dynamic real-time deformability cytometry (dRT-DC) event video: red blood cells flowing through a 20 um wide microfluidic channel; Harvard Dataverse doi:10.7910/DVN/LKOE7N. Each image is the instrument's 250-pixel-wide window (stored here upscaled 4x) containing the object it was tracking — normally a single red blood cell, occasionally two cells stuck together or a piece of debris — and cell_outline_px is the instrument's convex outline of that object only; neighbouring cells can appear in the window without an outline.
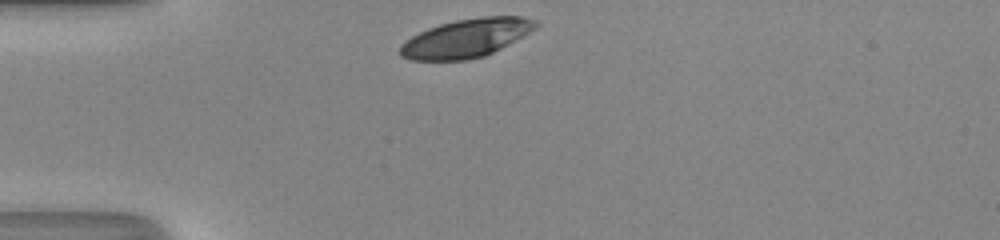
{"species": "human", "species_latin": "Homo sapiens", "temperature_condition": "room temperature", "stored_images_in_passage": 27, "camera_frame_rate_fps": 3000, "um_per_image_px": 0.085, "donor": {"sex": "male"}, "frame": {"image": 1, "passage_image": 1, "time_ms": 0.0, "image_size_px": [1000, 240], "cell_outline_px": [[540, 24], [536, 28], [500, 48], [484, 56], [468, 60], [412, 60], [400, 56], [400, 44], [412, 36], [428, 28], [440, 24], [456, 20], [484, 16], [520, 16], [536, 20]], "centroid_in_image_um": [39.62, 3.24], "position_along_channel_um": 45.4, "area_um2": 30.17}}
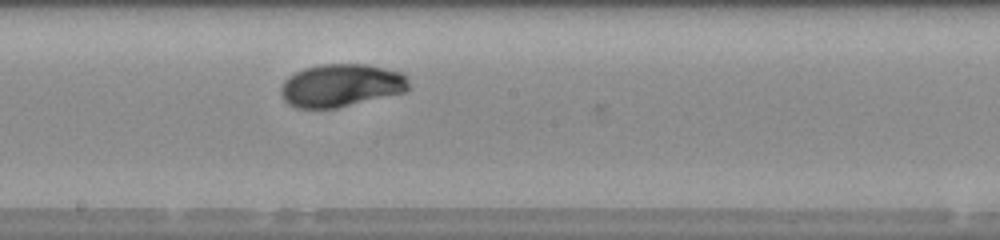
{"frame": {"image": 2, "passage_image": 15, "time_ms": 4.667, "image_size_px": [1000, 240], "cell_outline_px": [[408, 92], [336, 108], [296, 108], [288, 104], [280, 96], [280, 88], [284, 80], [288, 76], [304, 68], [320, 64], [368, 64], [404, 72], [408, 76]], "centroid_in_image_um": [29.01, 7.26], "position_along_channel_um": 219.2, "area_um2": 32.48}}
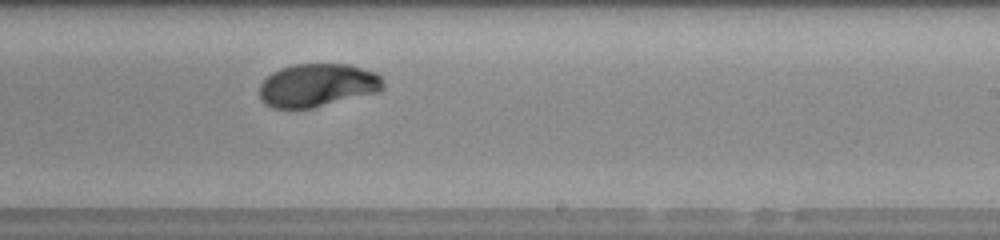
{"frame": {"image": 3, "passage_image": 18, "time_ms": 5.667, "image_size_px": [1000, 240], "cell_outline_px": [[384, 88], [380, 92], [312, 108], [272, 108], [264, 104], [260, 96], [260, 84], [272, 72], [280, 68], [292, 64], [348, 64], [376, 72], [384, 80]], "centroid_in_image_um": [27.01, 7.24], "position_along_channel_um": 262.0, "area_um2": 31.39}, "authors_computed_cell_mechanics": {"area_um2": 31.6744, "velocity_mm_per_s": 4.2927, "shape_relaxation_time_tau1_ms": 2.5979, "shape_relaxation_time_tau2_ms": 1.4483, "deformation_change_tau1": 0.1235, "deformation_change_tau2": 0.0234}}